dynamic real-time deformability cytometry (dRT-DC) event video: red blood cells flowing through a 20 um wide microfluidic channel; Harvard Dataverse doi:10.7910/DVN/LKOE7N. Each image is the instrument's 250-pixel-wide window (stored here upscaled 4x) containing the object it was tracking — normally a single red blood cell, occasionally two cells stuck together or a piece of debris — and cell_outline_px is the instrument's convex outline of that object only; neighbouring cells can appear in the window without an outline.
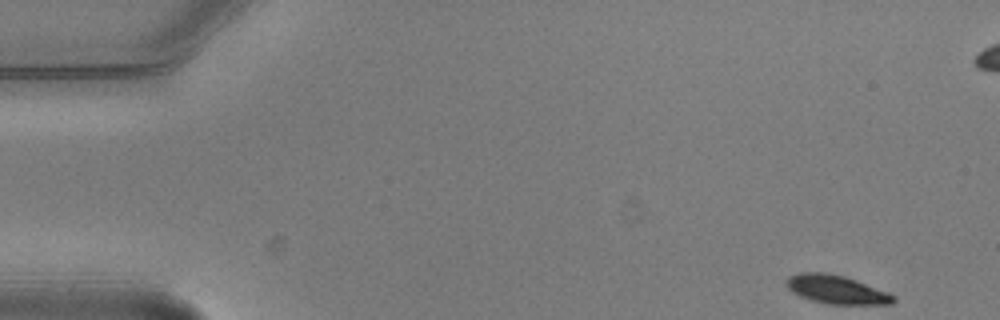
{"species": "common noctule bat (a hibernating species)", "species_latin": "Nyctalus noctula", "temperature_condition": "warm", "stored_images_in_passage": 6, "camera_frame_rate_fps": 3000, "um_per_image_px": 0.085, "animal": {"sex": "male", "body_mass_g": 20.5, "forearm_length_mm": 52.5}, "frame": {"image": 1, "passage_image": 1, "time_ms": 0.0, "image_size_px": [1000, 320], "cell_outline_px": [[896, 300], [892, 304], [828, 304], [812, 300], [800, 296], [792, 292], [788, 288], [784, 280], [788, 276], [800, 272], [824, 272], [844, 276], [856, 280], [888, 292], [896, 296]], "centroid_in_image_um": [71.08, 24.6], "position_along_channel_um": 13.9, "area_um2": 17.86}}
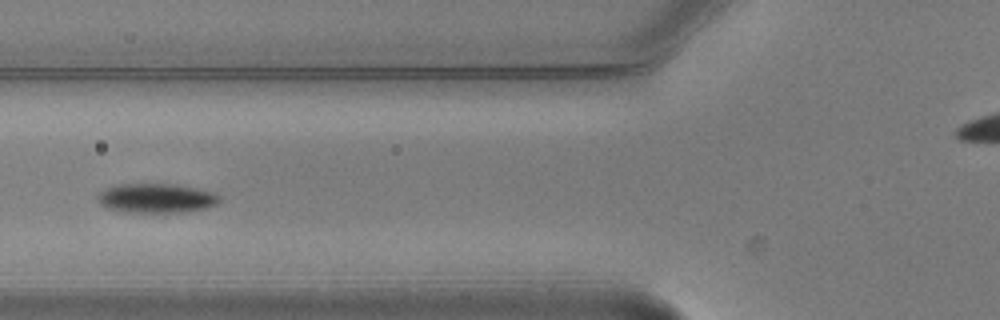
{"frame": {"image": 2, "passage_image": 6, "time_ms": 1.667, "image_size_px": [1000, 320], "cell_outline_px": [[220, 200], [216, 204], [204, 208], [188, 212], [124, 212], [108, 208], [100, 204], [96, 196], [104, 188], [116, 184], [176, 184], [216, 192], [220, 196]], "centroid_in_image_um": [13.28, 16.84], "position_along_channel_um": 112.5, "area_um2": 21.04}}